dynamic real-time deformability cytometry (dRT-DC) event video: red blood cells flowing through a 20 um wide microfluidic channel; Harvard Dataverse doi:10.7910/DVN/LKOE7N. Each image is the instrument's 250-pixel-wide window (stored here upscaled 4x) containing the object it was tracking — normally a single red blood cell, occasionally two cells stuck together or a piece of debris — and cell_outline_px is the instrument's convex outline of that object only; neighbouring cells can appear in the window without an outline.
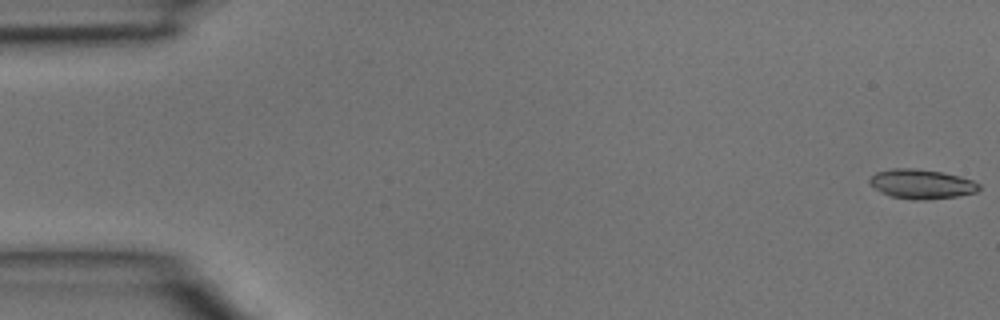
{"species": "common noctule bat (a hibernating species)", "species_latin": "Nyctalus noctula", "temperature_condition": "room temperature", "stored_images_in_passage": 4, "camera_frame_rate_fps": 3000, "um_per_image_px": 0.085, "animal": {"sex": "male", "body_mass_g": 15.6}, "frame": {"image": 1, "passage_image": 1, "time_ms": 0.0, "image_size_px": [1000, 320], "cell_outline_px": [[980, 188], [976, 192], [956, 196], [920, 200], [916, 200], [892, 196], [880, 192], [868, 184], [868, 180], [876, 172], [892, 168], [912, 168], [944, 172], [960, 176], [972, 180], [980, 184]], "centroid_in_image_um": [78.31, 15.63], "position_along_channel_um": 6.7, "area_um2": 18.79}}
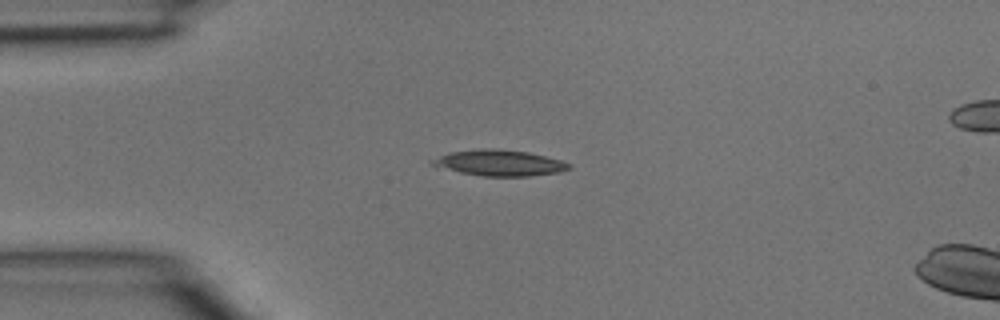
{"frame": {"image": 2, "passage_image": 4, "time_ms": 1.0, "image_size_px": [1000, 320], "cell_outline_px": [[572, 168], [560, 172], [528, 176], [484, 176], [460, 172], [428, 164], [428, 160], [448, 152], [480, 148], [492, 148], [528, 152], [560, 160], [572, 164]], "centroid_in_image_um": [42.42, 13.84], "position_along_channel_um": 42.6, "area_um2": 20.75}}